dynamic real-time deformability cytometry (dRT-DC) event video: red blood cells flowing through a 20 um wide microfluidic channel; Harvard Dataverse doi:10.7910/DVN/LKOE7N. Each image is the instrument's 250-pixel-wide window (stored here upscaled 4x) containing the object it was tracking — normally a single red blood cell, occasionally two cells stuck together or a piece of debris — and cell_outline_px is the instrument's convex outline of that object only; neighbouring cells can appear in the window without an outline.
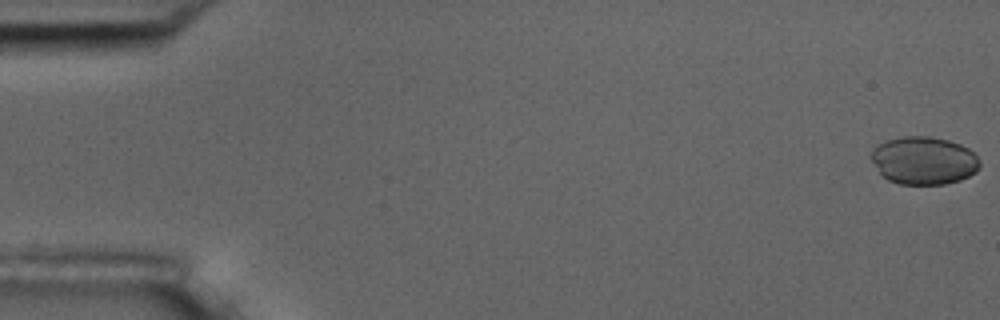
{"species": "common noctule bat (a hibernating species)", "species_latin": "Nyctalus noctula", "temperature_condition": "room temperature", "stored_images_in_passage": 6, "segment_of_instrument_passage": [2, 2], "camera_frame_rate_fps": 3000, "um_per_image_px": 0.085, "animal": {"sex": "male", "body_mass_g": 17.5, "forearm_length_mm": 52.3}, "frame": {"image": 1, "passage_image": 6, "time_ms": 1.667, "image_size_px": [1000, 320], "cell_outline_px": [[980, 168], [976, 172], [960, 180], [944, 184], [900, 184], [888, 180], [880, 172], [872, 160], [872, 152], [880, 144], [888, 140], [904, 136], [928, 136], [948, 140], [960, 144], [968, 148], [980, 160]], "centroid_in_image_um": [78.57, 13.65], "position_along_channel_um": 6.4, "area_um2": 30.0}}